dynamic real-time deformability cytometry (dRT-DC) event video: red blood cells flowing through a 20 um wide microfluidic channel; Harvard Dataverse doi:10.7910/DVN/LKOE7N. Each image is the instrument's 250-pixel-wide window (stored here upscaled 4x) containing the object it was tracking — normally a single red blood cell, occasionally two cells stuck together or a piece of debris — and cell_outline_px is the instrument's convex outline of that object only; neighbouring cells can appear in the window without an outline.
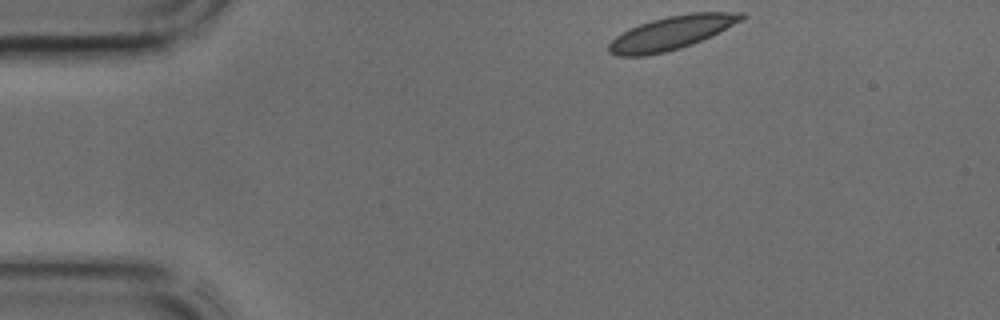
{"species": "common noctule bat (a hibernating species)", "species_latin": "Nyctalus noctula", "temperature_condition": "cold", "stored_images_in_passage": 38, "camera_frame_rate_fps": 3000, "um_per_image_px": 0.085, "animal": {"sex": "male", "body_mass_g": 17.9, "forearm_length_mm": 54.2}, "frame": {"image": 1, "passage_image": 1, "time_ms": 0.0, "image_size_px": [1000, 320], "cell_outline_px": [[748, 16], [692, 44], [680, 48], [664, 52], [644, 56], [616, 56], [608, 52], [608, 44], [616, 36], [628, 28], [652, 20], [668, 16], [692, 12], [744, 12]], "centroid_in_image_um": [57.0, 2.79], "position_along_channel_um": 28.0, "area_um2": 25.49}}
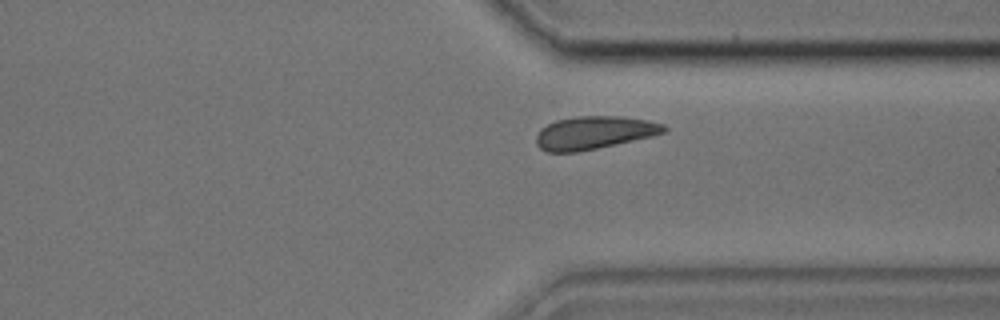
{"frame": {"image": 2, "passage_image": 27, "time_ms": 8.667, "image_size_px": [1000, 320], "cell_outline_px": [[668, 128], [664, 132], [652, 136], [596, 148], [576, 152], [548, 152], [540, 148], [536, 144], [536, 136], [540, 128], [556, 120], [576, 116], [624, 116], [648, 120], [664, 124]], "centroid_in_image_um": [50.49, 11.26], "position_along_channel_um": 360.9, "area_um2": 24.51}}
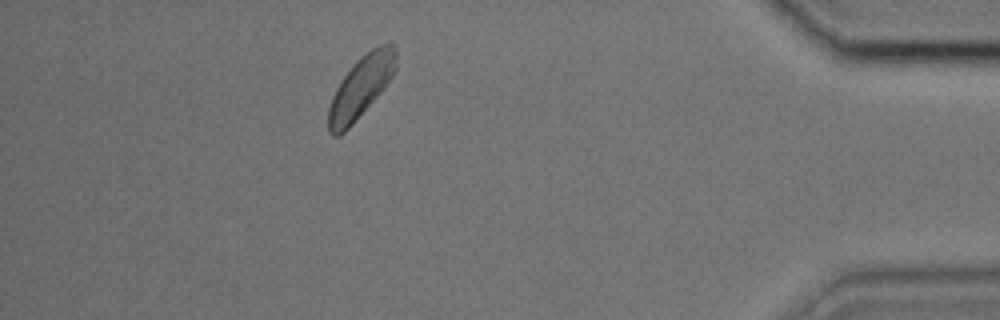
{"frame": {"image": 3, "passage_image": 33, "time_ms": 10.667, "image_size_px": [1000, 320], "cell_outline_px": [[396, 68], [392, 76], [384, 88], [352, 124], [340, 136], [332, 136], [328, 132], [328, 108], [332, 96], [340, 80], [356, 60], [360, 56], [372, 48], [380, 44], [392, 44], [396, 48]], "centroid_in_image_um": [30.65, 7.39], "position_along_channel_um": 404.5, "area_um2": 24.22}}